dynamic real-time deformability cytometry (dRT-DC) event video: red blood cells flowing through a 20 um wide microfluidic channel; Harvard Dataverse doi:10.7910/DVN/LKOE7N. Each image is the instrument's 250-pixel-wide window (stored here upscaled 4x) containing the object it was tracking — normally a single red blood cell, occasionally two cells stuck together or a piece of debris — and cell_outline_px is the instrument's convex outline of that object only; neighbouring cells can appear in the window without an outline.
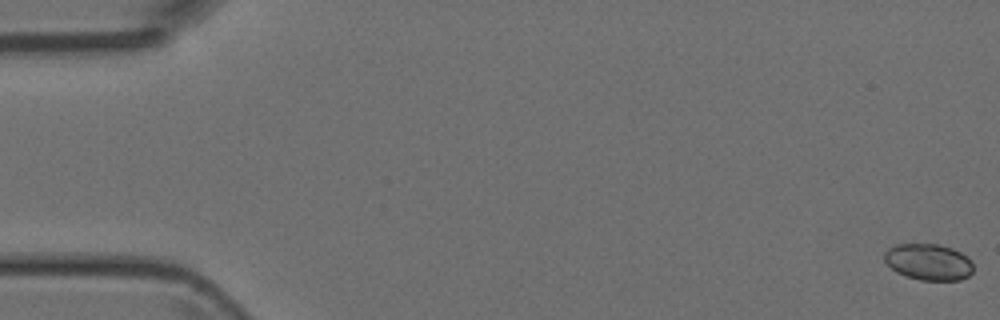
{"species": "Egyptian fruit bat (a non-hibernating species)", "species_latin": "Rousettus aegyptiacus", "temperature_condition": "room temperature", "stored_images_in_passage": 6, "camera_frame_rate_fps": 3000, "um_per_image_px": 0.085, "animal": {"sex": "female"}, "frame": {"image": 1, "passage_image": 1, "time_ms": 0.0, "image_size_px": [1000, 320], "cell_outline_px": [[972, 272], [968, 276], [960, 280], [920, 280], [896, 272], [884, 260], [884, 252], [888, 248], [896, 244], [940, 244], [952, 248], [968, 256], [972, 260]], "centroid_in_image_um": [78.94, 22.25], "position_along_channel_um": 6.1, "area_um2": 18.9}}
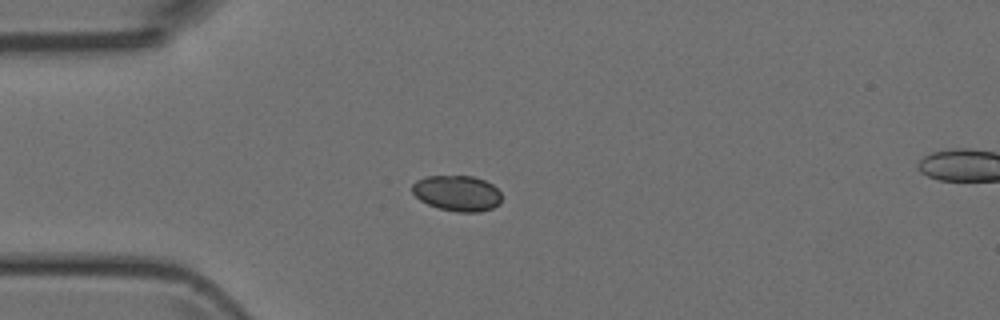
{"frame": {"image": 2, "passage_image": 5, "time_ms": 4.333, "image_size_px": [1000, 320], "cell_outline_px": [[500, 204], [492, 208], [480, 212], [456, 212], [440, 208], [428, 204], [420, 200], [412, 192], [412, 184], [416, 180], [428, 176], [472, 176], [484, 180], [492, 184], [500, 192]], "centroid_in_image_um": [38.85, 16.42], "position_along_channel_um": 46.1, "area_um2": 18.55}}